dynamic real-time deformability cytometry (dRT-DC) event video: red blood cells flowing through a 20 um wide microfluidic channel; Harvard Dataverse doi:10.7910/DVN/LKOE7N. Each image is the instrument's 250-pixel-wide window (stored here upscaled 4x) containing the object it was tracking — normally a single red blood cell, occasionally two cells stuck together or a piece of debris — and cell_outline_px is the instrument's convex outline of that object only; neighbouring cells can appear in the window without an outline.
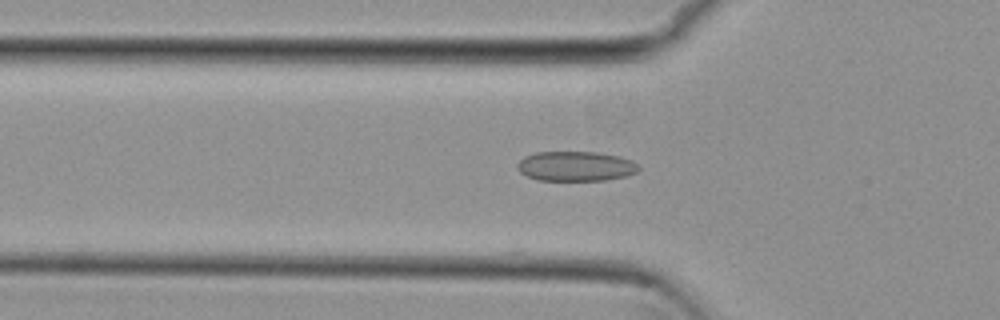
{"species": "common noctule bat (a hibernating species)", "species_latin": "Nyctalus noctula", "temperature_condition": "cold", "stored_images_in_passage": 53, "camera_frame_rate_fps": 3000, "um_per_image_px": 0.085, "animal": {"sex": "female", "body_mass_g": 29.2, "forearm_length_mm": 56.3}, "frame": {"image": 1, "passage_image": 17, "time_ms": 5.333, "image_size_px": [1000, 320], "cell_outline_px": [[640, 168], [636, 172], [624, 176], [604, 180], [536, 180], [520, 172], [516, 168], [516, 164], [524, 156], [536, 152], [596, 152], [620, 156], [632, 160]], "centroid_in_image_um": [48.9, 14.12], "position_along_channel_um": 76.9, "area_um2": 21.04}}
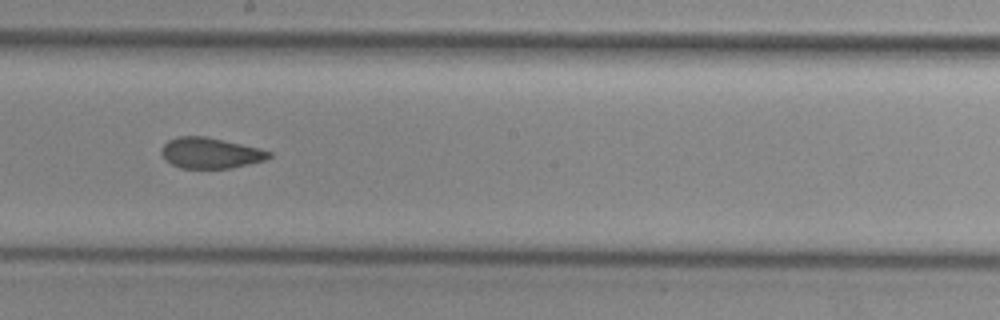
{"frame": {"image": 2, "passage_image": 29, "time_ms": 9.333, "image_size_px": [1000, 320], "cell_outline_px": [[272, 156], [264, 160], [232, 168], [180, 168], [164, 160], [160, 152], [164, 144], [168, 140], [180, 136], [204, 136], [260, 148], [272, 152]], "centroid_in_image_um": [17.87, 13.01], "position_along_channel_um": 230.3, "area_um2": 19.25}}
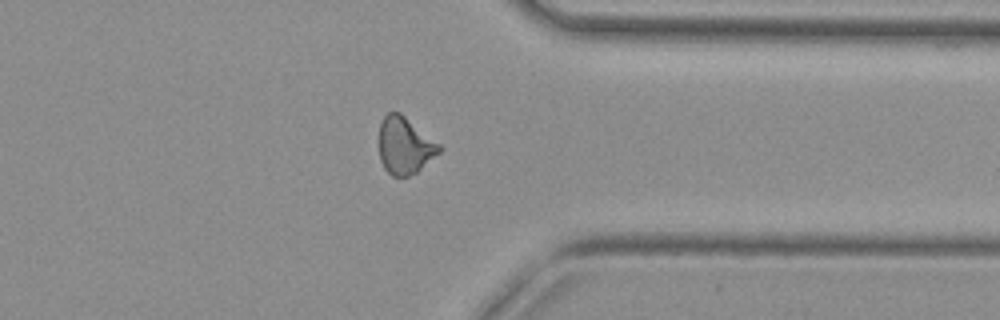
{"frame": {"image": 3, "passage_image": 41, "time_ms": 13.333, "image_size_px": [1000, 320], "cell_outline_px": [[440, 152], [416, 172], [408, 176], [392, 176], [384, 168], [380, 160], [380, 124], [384, 116], [388, 112], [400, 112], [440, 144]], "centroid_in_image_um": [34.4, 12.37], "position_along_channel_um": 377.0, "area_um2": 19.71}, "authors_computed_cell_mechanics": {"area_um2": 20.1144, "velocity_mm_per_s": 3.8209, "shape_relaxation_time_tau1_ms": null, "shape_relaxation_time_tau2_ms": 1.775, "deformation_change_tau1": null, "deformation_change_tau2": 0.0758}}